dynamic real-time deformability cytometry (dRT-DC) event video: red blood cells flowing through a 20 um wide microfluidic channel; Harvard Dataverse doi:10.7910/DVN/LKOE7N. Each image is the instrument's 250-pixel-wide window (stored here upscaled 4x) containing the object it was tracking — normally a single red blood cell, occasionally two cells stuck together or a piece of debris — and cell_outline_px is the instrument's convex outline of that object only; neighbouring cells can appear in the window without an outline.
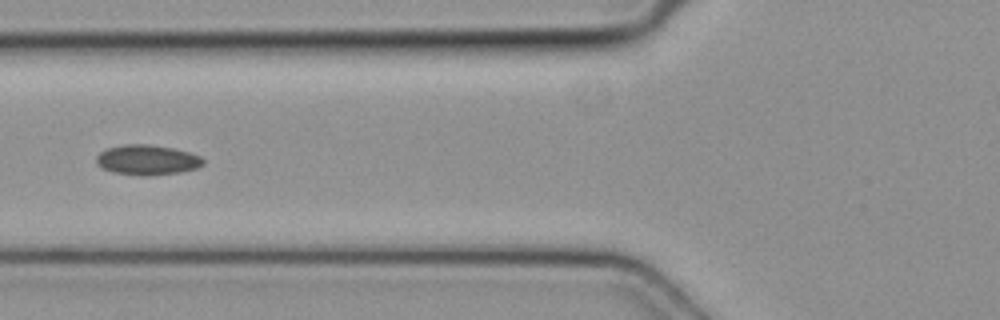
{"species": "common noctule bat (a hibernating species)", "species_latin": "Nyctalus noctula", "temperature_condition": "cold", "stored_images_in_passage": 5, "camera_frame_rate_fps": 3000, "um_per_image_px": 0.085, "animal": {"sex": "female", "body_mass_g": 19.3, "forearm_length_mm": 54.1}, "frame": {"image": 1, "passage_image": 5, "time_ms": 1.333, "image_size_px": [1000, 320], "cell_outline_px": [[204, 164], [196, 168], [180, 172], [148, 176], [140, 176], [112, 172], [100, 168], [96, 164], [96, 156], [100, 152], [108, 148], [124, 144], [148, 144], [172, 148], [188, 152], [200, 156], [204, 160]], "centroid_in_image_um": [12.47, 13.6], "position_along_channel_um": 113.3, "area_um2": 18.84}}